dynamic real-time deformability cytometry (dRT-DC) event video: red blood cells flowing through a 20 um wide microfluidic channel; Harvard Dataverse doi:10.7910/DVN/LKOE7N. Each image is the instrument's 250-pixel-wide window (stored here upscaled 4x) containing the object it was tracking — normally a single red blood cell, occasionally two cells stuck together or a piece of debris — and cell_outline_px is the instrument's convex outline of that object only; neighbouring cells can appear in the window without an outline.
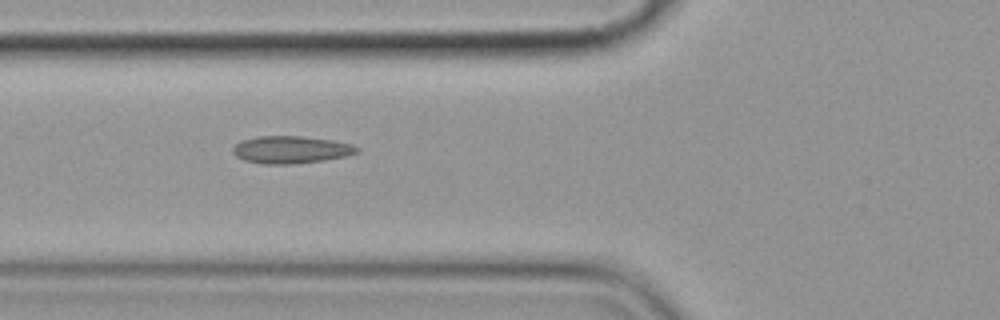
{"species": "common noctule bat (a hibernating species)", "species_latin": "Nyctalus noctula", "temperature_condition": "cold", "stored_images_in_passage": 7, "camera_frame_rate_fps": 3000, "um_per_image_px": 0.085, "animal": {"sex": "female", "body_mass_g": 19.9}, "frame": {"image": 1, "passage_image": 6, "time_ms": 6.667, "image_size_px": [1000, 320], "cell_outline_px": [[360, 152], [348, 156], [324, 160], [292, 164], [264, 164], [244, 160], [236, 156], [232, 152], [232, 148], [240, 140], [260, 136], [300, 136], [332, 140], [352, 144], [360, 148]], "centroid_in_image_um": [24.75, 12.72], "position_along_channel_um": 101.0, "area_um2": 19.94}}
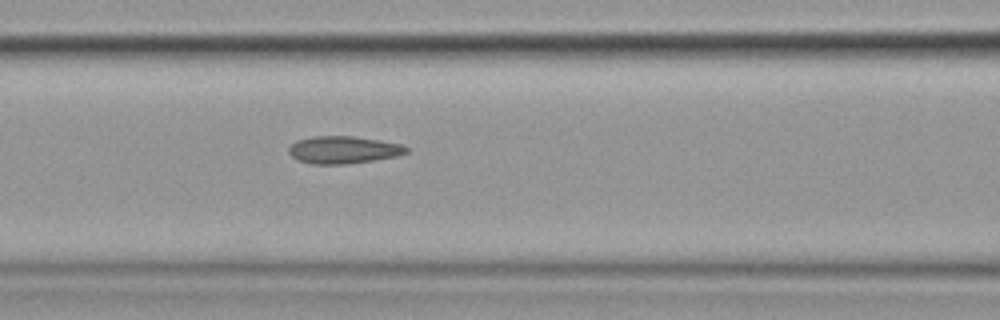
{"frame": {"image": 2, "passage_image": 7, "time_ms": 7.667, "image_size_px": [1000, 320], "cell_outline_px": [[408, 152], [396, 156], [372, 160], [344, 164], [312, 164], [300, 160], [292, 156], [288, 152], [288, 148], [296, 140], [312, 136], [352, 136], [380, 140], [404, 144], [408, 148]], "centroid_in_image_um": [29.19, 12.72], "position_along_channel_um": 137.4, "area_um2": 18.73}}